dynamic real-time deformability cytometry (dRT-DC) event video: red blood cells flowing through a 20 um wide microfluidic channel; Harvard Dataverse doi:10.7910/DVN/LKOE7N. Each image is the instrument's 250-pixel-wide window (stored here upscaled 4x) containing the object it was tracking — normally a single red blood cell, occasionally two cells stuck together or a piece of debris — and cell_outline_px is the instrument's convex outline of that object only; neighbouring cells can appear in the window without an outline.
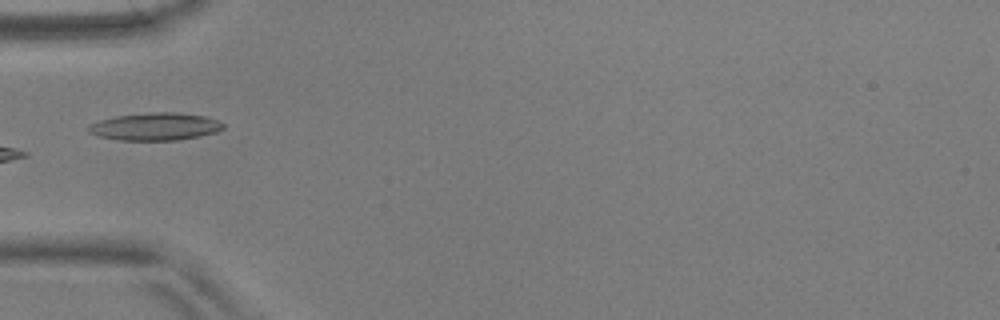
{"species": "common noctule bat (a hibernating species)", "species_latin": "Nyctalus noctula", "temperature_condition": "warm", "stored_images_in_passage": 37, "camera_frame_rate_fps": 3000, "um_per_image_px": 0.085, "animal": {"sex": "male", "body_mass_g": 17.9, "forearm_length_mm": 54.2}, "frame": {"image": 1, "passage_image": 1, "time_ms": 0.0, "image_size_px": [1000, 320], "cell_outline_px": [[224, 128], [216, 132], [200, 136], [176, 140], [120, 140], [100, 136], [88, 132], [88, 124], [100, 120], [116, 116], [152, 112], [176, 112], [204, 116], [216, 120], [224, 124]], "centroid_in_image_um": [13.19, 10.76], "position_along_channel_um": 71.8, "area_um2": 21.5}, "authors_computed_cell_mechanics": {"area_um2": 20.8658, "velocity_mm_per_s": 3.6662, "shape_relaxation_time_tau1_ms": 8.0399, "shape_relaxation_time_tau2_ms": 1.5836, "deformation_change_tau1": 0.1837, "deformation_change_tau2": 0.0624}}